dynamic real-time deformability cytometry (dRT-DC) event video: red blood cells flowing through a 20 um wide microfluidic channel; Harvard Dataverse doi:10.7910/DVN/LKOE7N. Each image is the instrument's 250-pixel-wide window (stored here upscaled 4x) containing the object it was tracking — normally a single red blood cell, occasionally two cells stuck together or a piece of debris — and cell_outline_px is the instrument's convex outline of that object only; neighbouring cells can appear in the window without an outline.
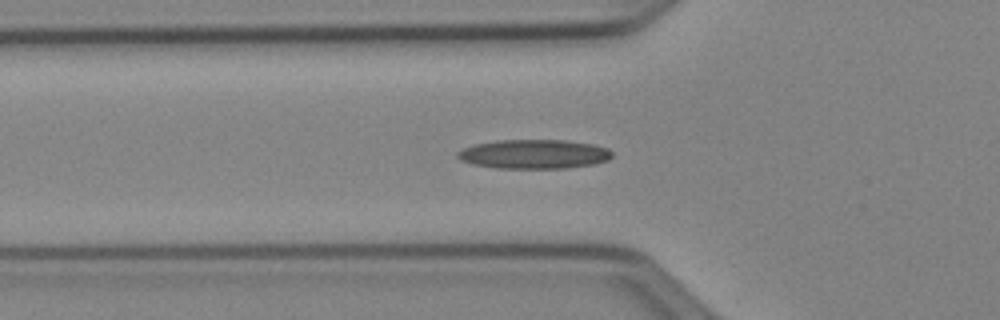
{"species": "Egyptian fruit bat (a non-hibernating species)", "species_latin": "Rousettus aegyptiacus", "temperature_condition": "cold", "stored_images_in_passage": 36, "camera_frame_rate_fps": 3000, "um_per_image_px": 0.085, "animal": {"sex": "female"}, "frame": {"image": 1, "passage_image": 2, "time_ms": 0.333, "image_size_px": [1000, 320], "cell_outline_px": [[612, 156], [608, 160], [592, 164], [564, 168], [496, 168], [472, 164], [460, 160], [456, 156], [456, 152], [472, 144], [496, 140], [564, 140], [592, 144], [608, 148], [612, 152]], "centroid_in_image_um": [45.34, 13.09], "position_along_channel_um": 80.5, "area_um2": 26.36}}
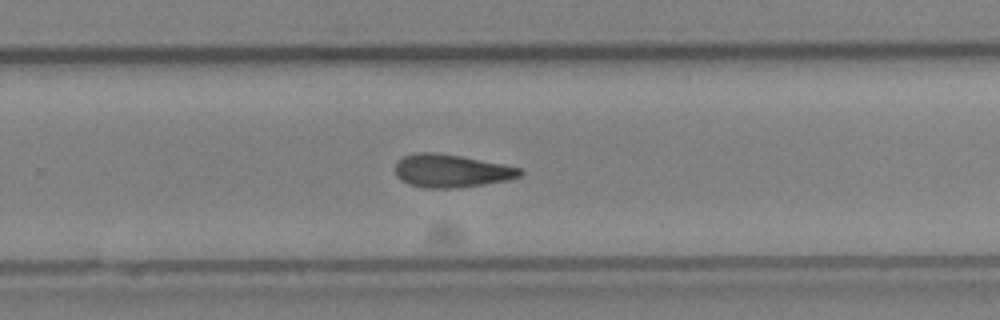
{"frame": {"image": 2, "passage_image": 18, "time_ms": 5.667, "image_size_px": [1000, 320], "cell_outline_px": [[524, 172], [520, 176], [508, 180], [484, 184], [456, 188], [424, 188], [408, 184], [400, 180], [396, 176], [396, 164], [404, 156], [416, 152], [432, 152], [460, 156], [504, 164], [520, 168]], "centroid_in_image_um": [38.36, 14.53], "position_along_channel_um": 291.4, "area_um2": 23.99}}
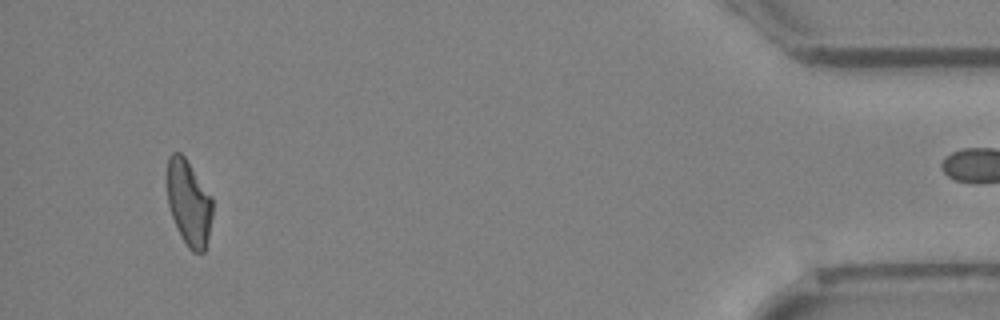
{"frame": {"image": 3, "passage_image": 33, "time_ms": 10.667, "image_size_px": [1000, 320], "cell_outline_px": [[212, 216], [208, 236], [204, 252], [192, 252], [188, 248], [172, 216], [168, 204], [164, 176], [168, 156], [172, 152], [180, 152], [184, 156], [212, 196]], "centroid_in_image_um": [16.01, 17.16], "position_along_channel_um": 419.2, "area_um2": 22.95}, "authors_computed_cell_mechanics": {"area_um2": 23.698, "velocity_mm_per_s": 3.9687, "shape_relaxation_time_tau1_ms": null, "shape_relaxation_time_tau2_ms": 7.3118, "deformation_change_tau1": null, "deformation_change_tau2": 0.1943}}